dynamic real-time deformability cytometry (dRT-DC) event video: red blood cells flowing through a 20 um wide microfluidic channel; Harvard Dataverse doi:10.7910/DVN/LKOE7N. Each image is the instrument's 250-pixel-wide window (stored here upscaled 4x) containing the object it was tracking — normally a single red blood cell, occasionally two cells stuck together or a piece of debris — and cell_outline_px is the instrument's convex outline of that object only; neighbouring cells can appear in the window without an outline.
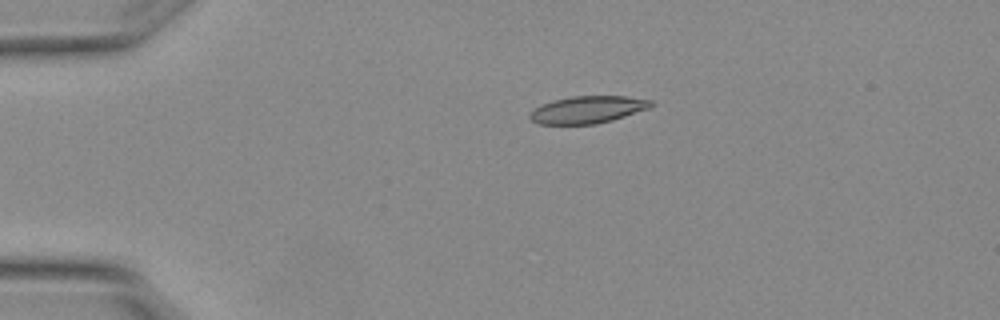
{"species": "Egyptian fruit bat (a non-hibernating species)", "species_latin": "Rousettus aegyptiacus", "temperature_condition": "warm", "stored_images_in_passage": 4, "camera_frame_rate_fps": 3000, "um_per_image_px": 0.085, "animal": {"sex": "female"}, "frame": {"image": 1, "passage_image": 3, "time_ms": 0.667, "image_size_px": [1000, 320], "cell_outline_px": [[656, 104], [648, 108], [612, 120], [596, 124], [536, 124], [528, 116], [528, 112], [552, 100], [572, 96], [624, 96], [652, 100]], "centroid_in_image_um": [49.93, 9.32], "position_along_channel_um": 35.1, "area_um2": 19.19}}